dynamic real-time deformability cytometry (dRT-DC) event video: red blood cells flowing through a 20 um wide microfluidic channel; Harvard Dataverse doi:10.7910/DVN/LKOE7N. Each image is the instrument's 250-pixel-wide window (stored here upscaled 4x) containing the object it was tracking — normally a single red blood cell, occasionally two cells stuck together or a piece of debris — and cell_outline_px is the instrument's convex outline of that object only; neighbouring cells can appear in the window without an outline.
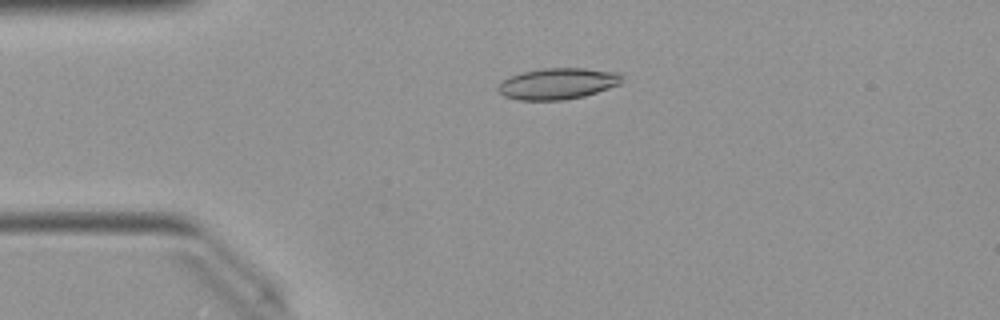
{"species": "Egyptian fruit bat (a non-hibernating species)", "species_latin": "Rousettus aegyptiacus", "temperature_condition": "warm", "stored_images_in_passage": 29, "camera_frame_rate_fps": 3000, "um_per_image_px": 0.085, "animal": {"sex": "female"}, "frame": {"image": 1, "passage_image": 11, "time_ms": 3.333, "image_size_px": [1000, 320], "cell_outline_px": [[624, 76], [620, 84], [584, 96], [564, 100], [516, 100], [504, 96], [496, 88], [504, 80], [512, 76], [524, 72], [544, 68], [584, 68], [616, 72]], "centroid_in_image_um": [47.42, 7.11], "position_along_channel_um": 37.6, "area_um2": 22.37}}
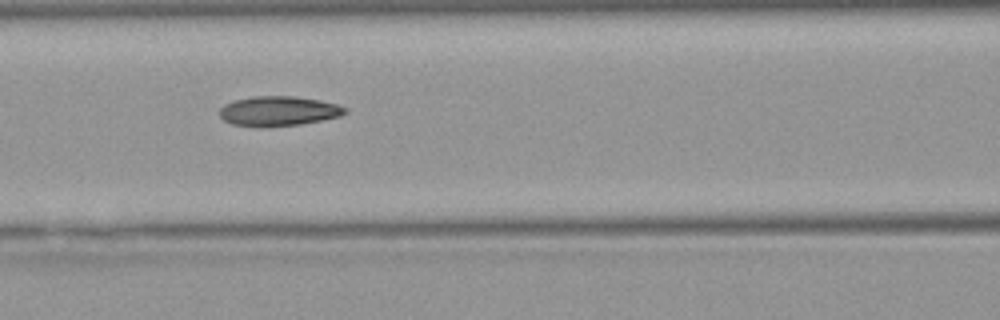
{"frame": {"image": 2, "passage_image": 21, "time_ms": 6.667, "image_size_px": [1000, 320], "cell_outline_px": [[348, 112], [340, 116], [300, 124], [264, 128], [260, 128], [232, 124], [224, 120], [220, 116], [220, 108], [224, 104], [232, 100], [252, 96], [296, 96], [320, 100], [336, 104], [344, 108]], "centroid_in_image_um": [23.62, 9.44], "position_along_channel_um": 143.0, "area_um2": 21.96}}
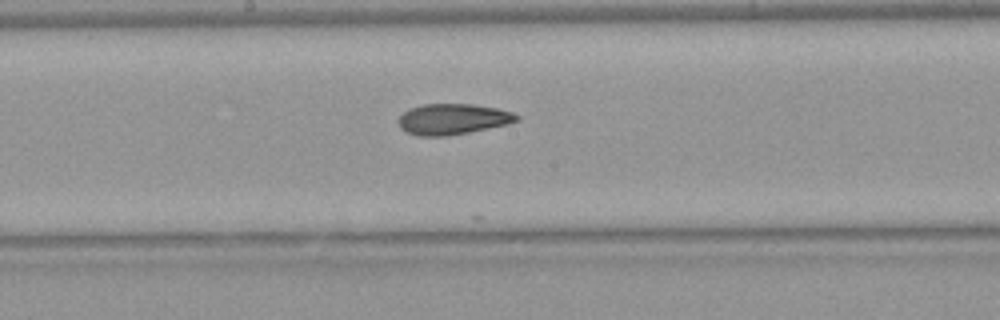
{"frame": {"image": 3, "passage_image": 26, "time_ms": 8.333, "image_size_px": [1000, 320], "cell_outline_px": [[520, 120], [508, 124], [448, 136], [416, 136], [404, 132], [400, 128], [396, 120], [408, 108], [424, 104], [472, 104], [496, 108], [512, 112], [520, 116]], "centroid_in_image_um": [38.44, 10.13], "position_along_channel_um": 209.8, "area_um2": 21.44}}